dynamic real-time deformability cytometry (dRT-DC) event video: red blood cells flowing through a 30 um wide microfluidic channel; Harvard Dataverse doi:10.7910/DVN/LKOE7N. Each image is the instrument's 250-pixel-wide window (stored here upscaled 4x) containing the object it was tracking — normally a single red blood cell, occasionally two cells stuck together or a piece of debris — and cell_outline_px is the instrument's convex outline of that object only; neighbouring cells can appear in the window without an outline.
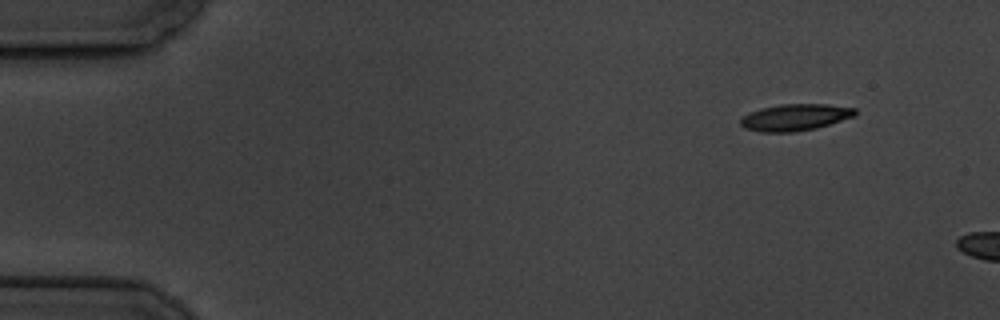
{"species": "common noctule bat (a hibernating species)", "species_latin": "Nyctalus noctula", "temperature_condition": "cold", "stored_images_in_passage": 3, "camera_frame_rate_fps": 3000, "um_per_image_px": 0.085, "animal": {"sex": "male", "body_mass_g": 19.5, "forearm_length_mm": 54.6}, "frame": {"image": 1, "passage_image": 1, "time_ms": 0.0, "image_size_px": [1000, 320], "cell_outline_px": [[856, 116], [816, 128], [792, 132], [760, 132], [744, 128], [740, 124], [740, 120], [744, 116], [760, 108], [780, 104], [828, 104], [856, 108]], "centroid_in_image_um": [67.6, 9.97], "position_along_channel_um": 17.4, "area_um2": 17.8}}